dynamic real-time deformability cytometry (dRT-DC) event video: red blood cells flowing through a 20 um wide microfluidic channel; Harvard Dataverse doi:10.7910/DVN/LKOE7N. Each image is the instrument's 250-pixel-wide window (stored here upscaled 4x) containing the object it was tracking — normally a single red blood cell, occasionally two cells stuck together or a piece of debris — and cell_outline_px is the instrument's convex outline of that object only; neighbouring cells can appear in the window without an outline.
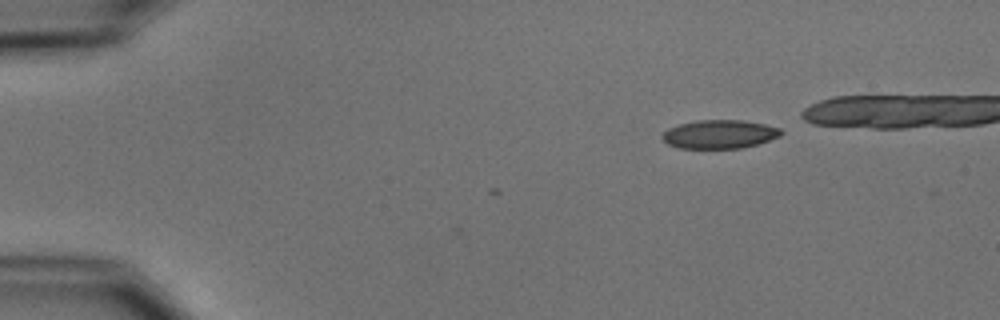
{"species": "common noctule bat (a hibernating species)", "species_latin": "Nyctalus noctula", "temperature_condition": "cold", "stored_images_in_passage": 2, "camera_frame_rate_fps": 3000, "um_per_image_px": 0.085, "animal": {"sex": "male", "body_mass_g": 15.6}, "frame": {"image": 1, "passage_image": 2, "time_ms": 0.333, "image_size_px": [1000, 320], "cell_outline_px": [[784, 132], [780, 136], [756, 144], [740, 148], [680, 148], [668, 144], [660, 136], [668, 128], [676, 124], [696, 120], [744, 120], [764, 124], [780, 128]], "centroid_in_image_um": [61.13, 11.39], "position_along_channel_um": 23.9, "area_um2": 19.83}}